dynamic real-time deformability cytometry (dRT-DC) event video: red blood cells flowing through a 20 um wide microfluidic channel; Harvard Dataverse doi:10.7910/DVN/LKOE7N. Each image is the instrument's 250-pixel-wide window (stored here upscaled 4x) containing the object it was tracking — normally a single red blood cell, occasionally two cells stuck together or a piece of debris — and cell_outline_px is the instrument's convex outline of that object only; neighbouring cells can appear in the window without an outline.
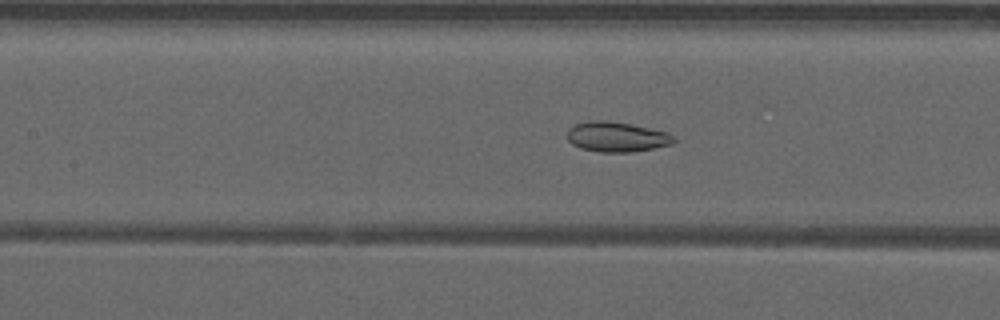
{"species": "common noctule bat (a hibernating species)", "species_latin": "Nyctalus noctula", "temperature_condition": "warm", "stored_images_in_passage": 52, "camera_frame_rate_fps": 3000, "um_per_image_px": 0.085, "animal": {"sex": "male", "forearm_length_mm": 52.5}, "frame": {"image": 1, "passage_image": 24, "time_ms": 7.667, "image_size_px": [1000, 320], "cell_outline_px": [[676, 140], [672, 144], [632, 152], [600, 152], [580, 148], [572, 144], [568, 140], [568, 128], [576, 124], [592, 120], [604, 120], [628, 124], [668, 132]], "centroid_in_image_um": [52.4, 11.64], "position_along_channel_um": 155.0, "area_um2": 18.44}}
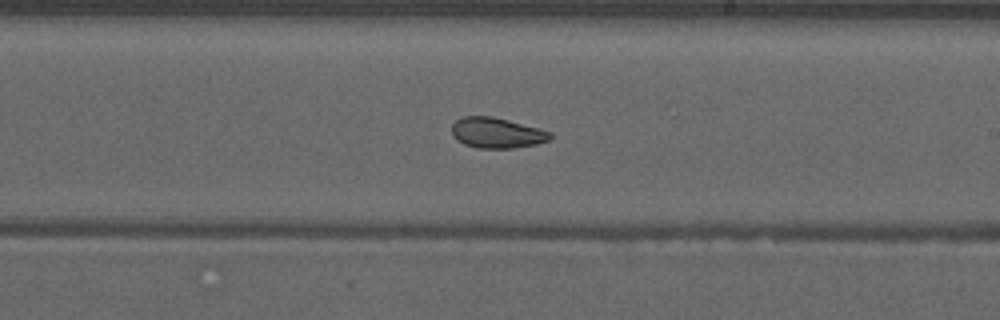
{"frame": {"image": 2, "passage_image": 31, "time_ms": 10.0, "image_size_px": [1000, 320], "cell_outline_px": [[552, 140], [536, 144], [512, 148], [476, 148], [464, 144], [456, 140], [452, 136], [452, 124], [456, 120], [464, 116], [492, 116], [540, 128], [552, 132]], "centroid_in_image_um": [42.24, 11.29], "position_along_channel_um": 246.8, "area_um2": 17.69}}
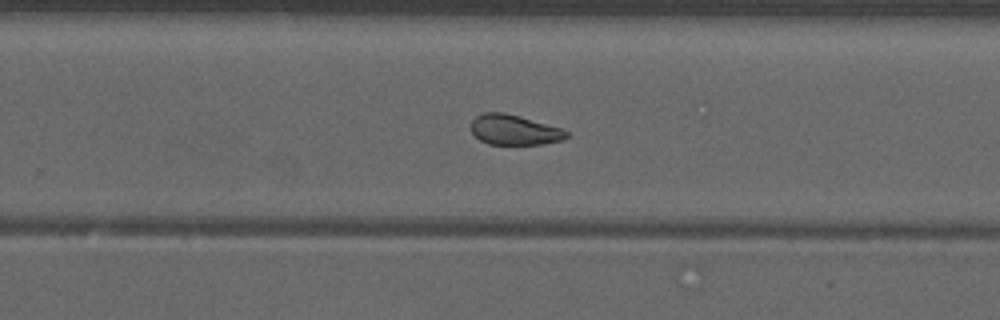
{"frame": {"image": 3, "passage_image": 34, "time_ms": 11.0, "image_size_px": [1000, 320], "cell_outline_px": [[568, 136], [564, 140], [540, 144], [488, 144], [480, 140], [472, 132], [472, 120], [476, 116], [484, 112], [504, 112], [520, 116], [560, 128], [568, 132]], "centroid_in_image_um": [43.71, 11.03], "position_along_channel_um": 286.1, "area_um2": 16.65}, "authors_computed_cell_mechanics": {"area_um2": 19.6231, "velocity_mm_per_s": 3.9498, "shape_relaxation_time_tau1_ms": null, "shape_relaxation_time_tau2_ms": 1.8602, "deformation_change_tau1": null, "deformation_change_tau2": 0.0729}}